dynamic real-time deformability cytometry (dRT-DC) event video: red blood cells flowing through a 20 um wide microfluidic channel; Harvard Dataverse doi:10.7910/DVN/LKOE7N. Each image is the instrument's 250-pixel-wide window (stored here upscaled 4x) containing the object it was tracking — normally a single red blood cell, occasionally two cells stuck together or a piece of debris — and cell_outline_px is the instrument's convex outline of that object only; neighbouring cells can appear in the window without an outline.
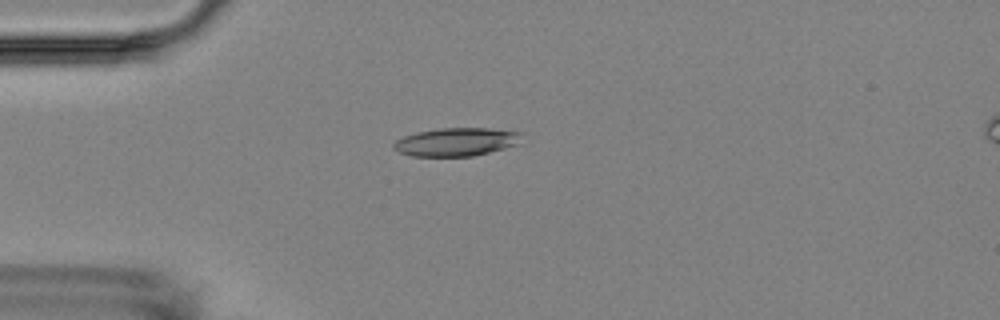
{"species": "Egyptian fruit bat (a non-hibernating species)", "species_latin": "Rousettus aegyptiacus", "temperature_condition": "room temperature", "stored_images_in_passage": 3, "camera_frame_rate_fps": 3000, "um_per_image_px": 0.085, "animal": {"sex": "female"}, "frame": {"image": 1, "passage_image": 1, "time_ms": 0.0, "image_size_px": [1000, 320], "cell_outline_px": [[524, 144], [472, 156], [412, 156], [400, 152], [392, 148], [392, 144], [396, 140], [404, 136], [416, 132], [440, 128], [488, 128], [524, 132]], "centroid_in_image_um": [38.89, 12.05], "position_along_channel_um": 46.1, "area_um2": 21.56}}
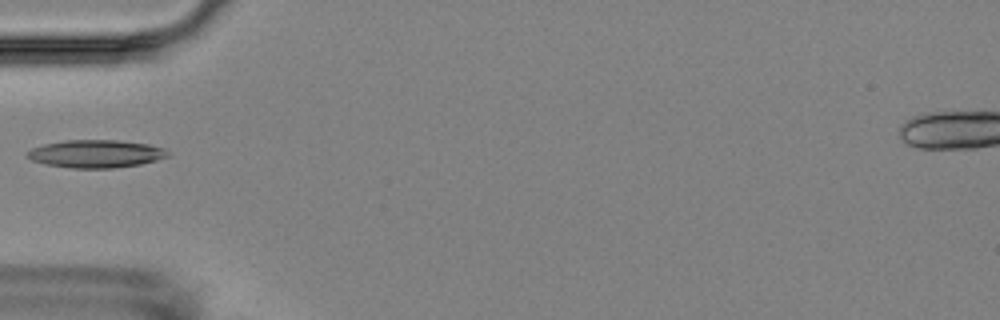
{"frame": {"image": 2, "passage_image": 2, "time_ms": 1.333, "image_size_px": [1000, 320], "cell_outline_px": [[172, 152], [168, 156], [156, 160], [140, 164], [112, 168], [72, 168], [44, 164], [32, 160], [24, 156], [24, 152], [32, 148], [44, 144], [64, 140], [120, 140], [148, 144], [164, 148]], "centroid_in_image_um": [8.13, 13.06], "position_along_channel_um": 76.9, "area_um2": 23.0}}